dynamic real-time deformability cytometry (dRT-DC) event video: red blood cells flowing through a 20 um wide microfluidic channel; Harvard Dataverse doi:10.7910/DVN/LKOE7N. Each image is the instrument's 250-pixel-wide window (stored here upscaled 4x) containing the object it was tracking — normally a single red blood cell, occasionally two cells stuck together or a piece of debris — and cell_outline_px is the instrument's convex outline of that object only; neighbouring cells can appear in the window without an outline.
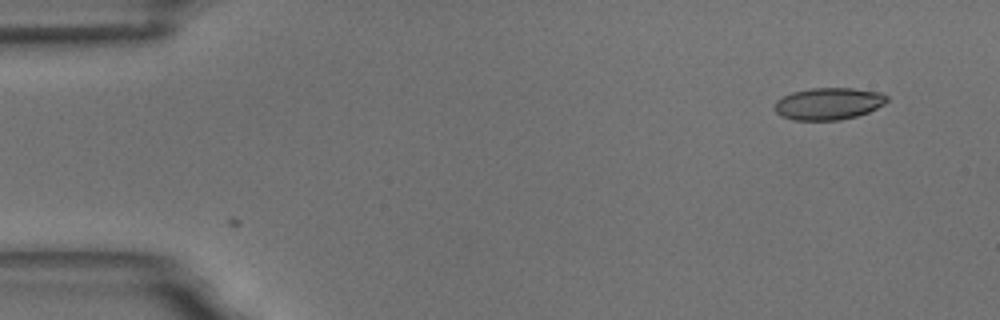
{"species": "common noctule bat (a hibernating species)", "species_latin": "Nyctalus noctula", "temperature_condition": "room temperature", "stored_images_in_passage": 2, "camera_frame_rate_fps": 3000, "um_per_image_px": 0.085, "animal": {"sex": "male", "body_mass_g": 18.8}, "frame": {"image": 1, "passage_image": 2, "time_ms": 1.0, "image_size_px": [1000, 320], "cell_outline_px": [[888, 100], [884, 104], [868, 112], [856, 116], [840, 120], [792, 120], [780, 116], [772, 108], [776, 100], [792, 92], [812, 88], [852, 88], [880, 92], [888, 96]], "centroid_in_image_um": [70.39, 8.82], "position_along_channel_um": 14.6, "area_um2": 21.1}}